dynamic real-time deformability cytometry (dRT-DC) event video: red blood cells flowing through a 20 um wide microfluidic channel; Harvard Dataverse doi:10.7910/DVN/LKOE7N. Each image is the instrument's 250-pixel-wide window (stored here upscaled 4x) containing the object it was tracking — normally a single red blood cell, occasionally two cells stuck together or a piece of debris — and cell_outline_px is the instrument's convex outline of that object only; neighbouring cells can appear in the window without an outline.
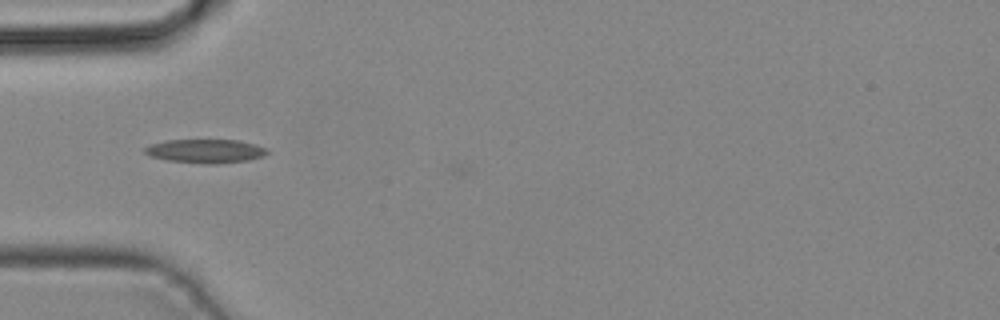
{"species": "common noctule bat (a hibernating species)", "species_latin": "Nyctalus noctula", "temperature_condition": "cold", "stored_images_in_passage": 4, "camera_frame_rate_fps": 3000, "um_per_image_px": 0.085, "animal": {"sex": "male", "body_mass_g": 19.2, "forearm_length_mm": 51.8}, "frame": {"image": 1, "passage_image": 3, "time_ms": 0.667, "image_size_px": [1000, 320], "cell_outline_px": [[268, 152], [264, 156], [248, 160], [216, 164], [204, 164], [168, 160], [148, 156], [144, 152], [144, 148], [148, 144], [168, 140], [236, 140], [256, 144], [268, 148]], "centroid_in_image_um": [17.46, 12.84], "position_along_channel_um": 67.5, "area_um2": 17.11}}